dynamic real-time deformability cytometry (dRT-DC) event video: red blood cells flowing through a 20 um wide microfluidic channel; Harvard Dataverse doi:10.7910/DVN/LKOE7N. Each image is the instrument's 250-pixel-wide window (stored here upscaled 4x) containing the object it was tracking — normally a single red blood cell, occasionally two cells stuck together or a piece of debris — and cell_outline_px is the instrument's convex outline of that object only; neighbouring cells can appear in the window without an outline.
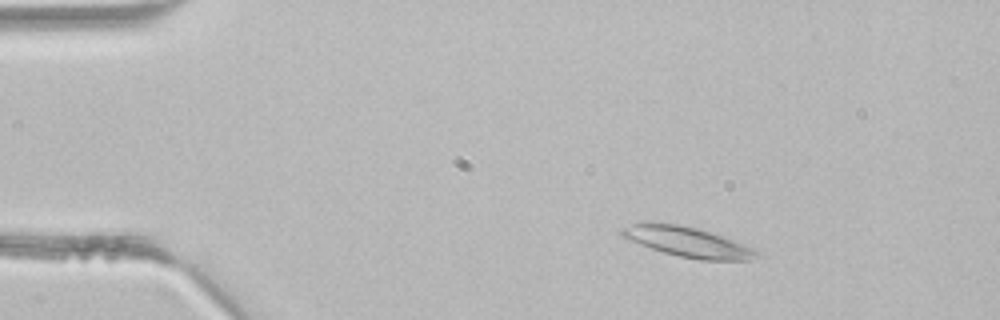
{"species": "common noctule bat (a hibernating species)", "species_latin": "Nyctalus noctula", "temperature_condition": "room temperature", "stored_images_in_passage": 3, "camera_frame_rate_fps": 3000, "um_per_image_px": 0.085, "animal": {"sex": "male", "body_mass_g": 21.5, "forearm_length_mm": 52.0}, "frame": {"image": 1, "passage_image": 2, "time_ms": 0.333, "image_size_px": [1000, 320], "cell_outline_px": [[764, 256], [752, 260], [700, 260], [680, 256], [664, 252], [640, 244], [624, 236], [620, 232], [620, 228], [644, 220], [652, 220], [680, 224], [696, 228], [724, 236], [744, 244], [760, 252]], "centroid_in_image_um": [58.48, 20.54], "position_along_channel_um": 26.5, "area_um2": 23.99}}